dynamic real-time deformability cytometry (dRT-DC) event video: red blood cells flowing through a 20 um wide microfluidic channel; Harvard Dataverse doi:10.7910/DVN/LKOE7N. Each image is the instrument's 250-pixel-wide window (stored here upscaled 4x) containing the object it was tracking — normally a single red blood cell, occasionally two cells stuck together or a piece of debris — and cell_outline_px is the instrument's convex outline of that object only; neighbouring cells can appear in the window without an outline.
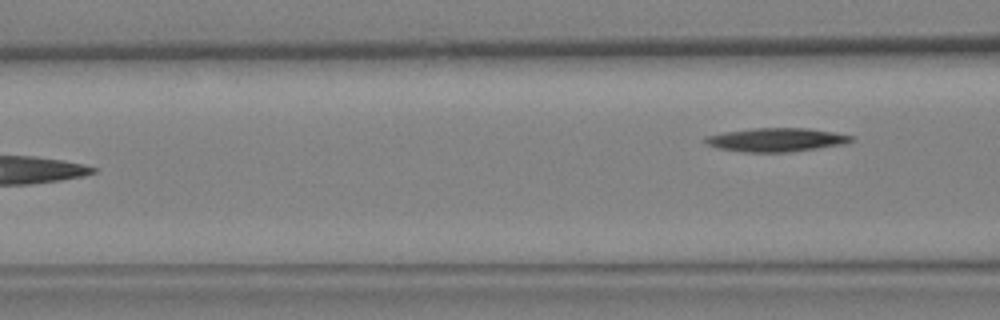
{"species": "Egyptian fruit bat (a non-hibernating species)", "species_latin": "Rousettus aegyptiacus", "temperature_condition": "warm", "stored_images_in_passage": 5, "segment_of_instrument_passage": [2, 2], "camera_frame_rate_fps": 3000, "um_per_image_px": 0.085, "animal": {"sex": "female"}, "frame": {"image": 1, "passage_image": 5, "time_ms": 1.333, "image_size_px": [1000, 320], "cell_outline_px": [[852, 140], [844, 144], [792, 152], [744, 152], [716, 148], [704, 144], [704, 136], [724, 132], [752, 128], [808, 128], [832, 132], [852, 136]], "centroid_in_image_um": [65.9, 11.89], "position_along_channel_um": 100.7, "area_um2": 20.17}}